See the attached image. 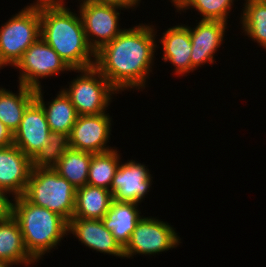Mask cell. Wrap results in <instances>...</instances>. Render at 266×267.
<instances>
[{
    "label": "cell",
    "mask_w": 266,
    "mask_h": 267,
    "mask_svg": "<svg viewBox=\"0 0 266 267\" xmlns=\"http://www.w3.org/2000/svg\"><path fill=\"white\" fill-rule=\"evenodd\" d=\"M92 156L93 153L69 148L53 168L74 187H83L88 182L89 165Z\"/></svg>",
    "instance_id": "cell-22"
},
{
    "label": "cell",
    "mask_w": 266,
    "mask_h": 267,
    "mask_svg": "<svg viewBox=\"0 0 266 267\" xmlns=\"http://www.w3.org/2000/svg\"><path fill=\"white\" fill-rule=\"evenodd\" d=\"M0 267H13V265L0 260Z\"/></svg>",
    "instance_id": "cell-31"
},
{
    "label": "cell",
    "mask_w": 266,
    "mask_h": 267,
    "mask_svg": "<svg viewBox=\"0 0 266 267\" xmlns=\"http://www.w3.org/2000/svg\"><path fill=\"white\" fill-rule=\"evenodd\" d=\"M189 0H170L173 4L174 8H176L175 12H178L188 3Z\"/></svg>",
    "instance_id": "cell-30"
},
{
    "label": "cell",
    "mask_w": 266,
    "mask_h": 267,
    "mask_svg": "<svg viewBox=\"0 0 266 267\" xmlns=\"http://www.w3.org/2000/svg\"><path fill=\"white\" fill-rule=\"evenodd\" d=\"M70 148L69 134L51 131L48 142L31 159L33 168H53Z\"/></svg>",
    "instance_id": "cell-25"
},
{
    "label": "cell",
    "mask_w": 266,
    "mask_h": 267,
    "mask_svg": "<svg viewBox=\"0 0 266 267\" xmlns=\"http://www.w3.org/2000/svg\"><path fill=\"white\" fill-rule=\"evenodd\" d=\"M156 217H142L134 231L129 243L124 248V256L132 259L136 254L151 256L176 249L181 244V238L176 228Z\"/></svg>",
    "instance_id": "cell-8"
},
{
    "label": "cell",
    "mask_w": 266,
    "mask_h": 267,
    "mask_svg": "<svg viewBox=\"0 0 266 267\" xmlns=\"http://www.w3.org/2000/svg\"><path fill=\"white\" fill-rule=\"evenodd\" d=\"M32 169L31 158L17 146L0 147V187L13 198L24 194Z\"/></svg>",
    "instance_id": "cell-14"
},
{
    "label": "cell",
    "mask_w": 266,
    "mask_h": 267,
    "mask_svg": "<svg viewBox=\"0 0 266 267\" xmlns=\"http://www.w3.org/2000/svg\"><path fill=\"white\" fill-rule=\"evenodd\" d=\"M139 23L124 29L111 42L95 52L94 67L120 93L144 90L156 59L157 28ZM157 48V50H156Z\"/></svg>",
    "instance_id": "cell-1"
},
{
    "label": "cell",
    "mask_w": 266,
    "mask_h": 267,
    "mask_svg": "<svg viewBox=\"0 0 266 267\" xmlns=\"http://www.w3.org/2000/svg\"><path fill=\"white\" fill-rule=\"evenodd\" d=\"M138 203L112 200L105 216L101 219L105 228L124 249L129 243L132 232L143 217Z\"/></svg>",
    "instance_id": "cell-17"
},
{
    "label": "cell",
    "mask_w": 266,
    "mask_h": 267,
    "mask_svg": "<svg viewBox=\"0 0 266 267\" xmlns=\"http://www.w3.org/2000/svg\"><path fill=\"white\" fill-rule=\"evenodd\" d=\"M194 27L185 25L190 31L192 44L191 72L205 64H215V56L222 46L228 23L223 21L199 20Z\"/></svg>",
    "instance_id": "cell-12"
},
{
    "label": "cell",
    "mask_w": 266,
    "mask_h": 267,
    "mask_svg": "<svg viewBox=\"0 0 266 267\" xmlns=\"http://www.w3.org/2000/svg\"><path fill=\"white\" fill-rule=\"evenodd\" d=\"M12 216L19 224L26 250L36 263L68 236V222L62 216L30 203L23 195L13 198Z\"/></svg>",
    "instance_id": "cell-3"
},
{
    "label": "cell",
    "mask_w": 266,
    "mask_h": 267,
    "mask_svg": "<svg viewBox=\"0 0 266 267\" xmlns=\"http://www.w3.org/2000/svg\"><path fill=\"white\" fill-rule=\"evenodd\" d=\"M147 167L148 165L133 159L127 162L121 161L111 184L113 199L141 204L154 182Z\"/></svg>",
    "instance_id": "cell-11"
},
{
    "label": "cell",
    "mask_w": 266,
    "mask_h": 267,
    "mask_svg": "<svg viewBox=\"0 0 266 267\" xmlns=\"http://www.w3.org/2000/svg\"><path fill=\"white\" fill-rule=\"evenodd\" d=\"M9 196H8V195ZM9 197L11 199H9ZM13 197L4 188L0 187V218L12 215Z\"/></svg>",
    "instance_id": "cell-27"
},
{
    "label": "cell",
    "mask_w": 266,
    "mask_h": 267,
    "mask_svg": "<svg viewBox=\"0 0 266 267\" xmlns=\"http://www.w3.org/2000/svg\"><path fill=\"white\" fill-rule=\"evenodd\" d=\"M0 260L12 265H36L29 255L17 220L11 215L0 218Z\"/></svg>",
    "instance_id": "cell-18"
},
{
    "label": "cell",
    "mask_w": 266,
    "mask_h": 267,
    "mask_svg": "<svg viewBox=\"0 0 266 267\" xmlns=\"http://www.w3.org/2000/svg\"><path fill=\"white\" fill-rule=\"evenodd\" d=\"M13 68L19 70L18 83L35 90L42 88L40 79L55 78L60 73L72 72L41 37L22 54Z\"/></svg>",
    "instance_id": "cell-7"
},
{
    "label": "cell",
    "mask_w": 266,
    "mask_h": 267,
    "mask_svg": "<svg viewBox=\"0 0 266 267\" xmlns=\"http://www.w3.org/2000/svg\"><path fill=\"white\" fill-rule=\"evenodd\" d=\"M13 144V132L0 121V147Z\"/></svg>",
    "instance_id": "cell-29"
},
{
    "label": "cell",
    "mask_w": 266,
    "mask_h": 267,
    "mask_svg": "<svg viewBox=\"0 0 266 267\" xmlns=\"http://www.w3.org/2000/svg\"><path fill=\"white\" fill-rule=\"evenodd\" d=\"M77 8L87 42L94 52L111 42L125 29L119 25L120 13L123 10L121 7L80 0Z\"/></svg>",
    "instance_id": "cell-9"
},
{
    "label": "cell",
    "mask_w": 266,
    "mask_h": 267,
    "mask_svg": "<svg viewBox=\"0 0 266 267\" xmlns=\"http://www.w3.org/2000/svg\"><path fill=\"white\" fill-rule=\"evenodd\" d=\"M65 1L38 0L40 37L72 70L93 67L95 52L87 42L81 16L78 10L72 12Z\"/></svg>",
    "instance_id": "cell-2"
},
{
    "label": "cell",
    "mask_w": 266,
    "mask_h": 267,
    "mask_svg": "<svg viewBox=\"0 0 266 267\" xmlns=\"http://www.w3.org/2000/svg\"><path fill=\"white\" fill-rule=\"evenodd\" d=\"M73 234L81 244L92 251L124 259V249L105 228L102 220L71 218L68 222V235Z\"/></svg>",
    "instance_id": "cell-15"
},
{
    "label": "cell",
    "mask_w": 266,
    "mask_h": 267,
    "mask_svg": "<svg viewBox=\"0 0 266 267\" xmlns=\"http://www.w3.org/2000/svg\"><path fill=\"white\" fill-rule=\"evenodd\" d=\"M113 196L110 190L85 185L76 190L73 218L101 220L110 208Z\"/></svg>",
    "instance_id": "cell-21"
},
{
    "label": "cell",
    "mask_w": 266,
    "mask_h": 267,
    "mask_svg": "<svg viewBox=\"0 0 266 267\" xmlns=\"http://www.w3.org/2000/svg\"><path fill=\"white\" fill-rule=\"evenodd\" d=\"M112 121L107 112L98 115H78L69 135L70 148L93 154L115 149L116 147L108 145L112 135Z\"/></svg>",
    "instance_id": "cell-10"
},
{
    "label": "cell",
    "mask_w": 266,
    "mask_h": 267,
    "mask_svg": "<svg viewBox=\"0 0 266 267\" xmlns=\"http://www.w3.org/2000/svg\"><path fill=\"white\" fill-rule=\"evenodd\" d=\"M235 0H189L179 11L185 13L188 9L200 13L201 20L223 21L227 23ZM185 11V12H184Z\"/></svg>",
    "instance_id": "cell-26"
},
{
    "label": "cell",
    "mask_w": 266,
    "mask_h": 267,
    "mask_svg": "<svg viewBox=\"0 0 266 267\" xmlns=\"http://www.w3.org/2000/svg\"><path fill=\"white\" fill-rule=\"evenodd\" d=\"M160 43L163 52L162 60L174 66V74L187 76L191 72V51L192 44L190 31L185 24L175 25L162 33V38L157 41Z\"/></svg>",
    "instance_id": "cell-16"
},
{
    "label": "cell",
    "mask_w": 266,
    "mask_h": 267,
    "mask_svg": "<svg viewBox=\"0 0 266 267\" xmlns=\"http://www.w3.org/2000/svg\"><path fill=\"white\" fill-rule=\"evenodd\" d=\"M117 150L116 148L108 152L93 154L89 165L88 185L111 191L115 171L122 159V155Z\"/></svg>",
    "instance_id": "cell-24"
},
{
    "label": "cell",
    "mask_w": 266,
    "mask_h": 267,
    "mask_svg": "<svg viewBox=\"0 0 266 267\" xmlns=\"http://www.w3.org/2000/svg\"><path fill=\"white\" fill-rule=\"evenodd\" d=\"M40 34V10L35 0L0 26V67H13Z\"/></svg>",
    "instance_id": "cell-5"
},
{
    "label": "cell",
    "mask_w": 266,
    "mask_h": 267,
    "mask_svg": "<svg viewBox=\"0 0 266 267\" xmlns=\"http://www.w3.org/2000/svg\"><path fill=\"white\" fill-rule=\"evenodd\" d=\"M42 88L35 90V100L42 106L51 131L69 134L72 131L78 114L70 98L62 89L51 101H45ZM46 103V104H45Z\"/></svg>",
    "instance_id": "cell-19"
},
{
    "label": "cell",
    "mask_w": 266,
    "mask_h": 267,
    "mask_svg": "<svg viewBox=\"0 0 266 267\" xmlns=\"http://www.w3.org/2000/svg\"><path fill=\"white\" fill-rule=\"evenodd\" d=\"M76 190L54 168H33L23 196L30 203L47 208L69 222L75 210Z\"/></svg>",
    "instance_id": "cell-4"
},
{
    "label": "cell",
    "mask_w": 266,
    "mask_h": 267,
    "mask_svg": "<svg viewBox=\"0 0 266 267\" xmlns=\"http://www.w3.org/2000/svg\"><path fill=\"white\" fill-rule=\"evenodd\" d=\"M240 14L242 33L266 51V0H245Z\"/></svg>",
    "instance_id": "cell-23"
},
{
    "label": "cell",
    "mask_w": 266,
    "mask_h": 267,
    "mask_svg": "<svg viewBox=\"0 0 266 267\" xmlns=\"http://www.w3.org/2000/svg\"><path fill=\"white\" fill-rule=\"evenodd\" d=\"M80 73L66 86L61 87L70 98L78 115H98L107 112L114 94L119 92L93 66L86 69L72 70Z\"/></svg>",
    "instance_id": "cell-6"
},
{
    "label": "cell",
    "mask_w": 266,
    "mask_h": 267,
    "mask_svg": "<svg viewBox=\"0 0 266 267\" xmlns=\"http://www.w3.org/2000/svg\"><path fill=\"white\" fill-rule=\"evenodd\" d=\"M18 93L0 87V121L13 133L19 128L27 107L35 100V89L22 84Z\"/></svg>",
    "instance_id": "cell-20"
},
{
    "label": "cell",
    "mask_w": 266,
    "mask_h": 267,
    "mask_svg": "<svg viewBox=\"0 0 266 267\" xmlns=\"http://www.w3.org/2000/svg\"><path fill=\"white\" fill-rule=\"evenodd\" d=\"M50 132L44 109L34 100L25 110L19 128L13 133V144L32 159L48 142Z\"/></svg>",
    "instance_id": "cell-13"
},
{
    "label": "cell",
    "mask_w": 266,
    "mask_h": 267,
    "mask_svg": "<svg viewBox=\"0 0 266 267\" xmlns=\"http://www.w3.org/2000/svg\"><path fill=\"white\" fill-rule=\"evenodd\" d=\"M99 4L114 5L123 8L124 10L137 9L141 0H88ZM139 4V5H138Z\"/></svg>",
    "instance_id": "cell-28"
}]
</instances>
